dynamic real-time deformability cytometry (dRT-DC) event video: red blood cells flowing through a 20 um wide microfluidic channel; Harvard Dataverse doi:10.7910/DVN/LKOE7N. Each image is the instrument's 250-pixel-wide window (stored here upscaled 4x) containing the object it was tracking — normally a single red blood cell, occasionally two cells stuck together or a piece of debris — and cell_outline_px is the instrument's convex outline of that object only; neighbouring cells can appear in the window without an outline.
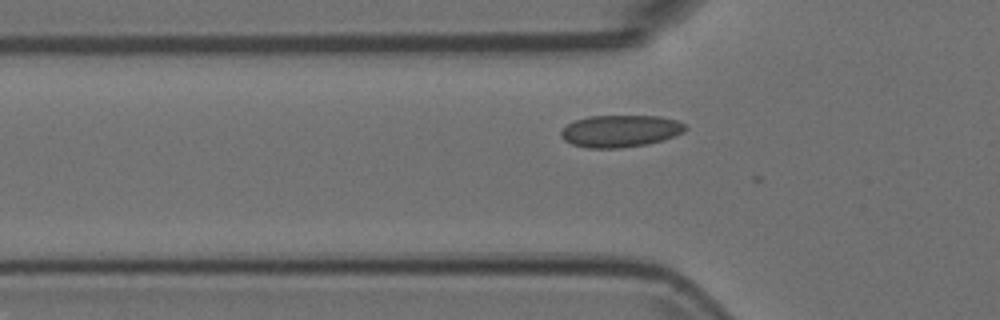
{"species": "Egyptian fruit bat (a non-hibernating species)", "species_latin": "Rousettus aegyptiacus", "temperature_condition": "room temperature", "stored_images_in_passage": 10, "camera_frame_rate_fps": 3000, "um_per_image_px": 0.085, "animal": {"sex": "female"}, "frame": {"image": 1, "passage_image": 4, "time_ms": 1.0, "image_size_px": [1000, 320], "cell_outline_px": [[688, 128], [684, 132], [664, 140], [648, 144], [620, 148], [588, 148], [572, 144], [564, 140], [560, 136], [560, 132], [568, 124], [576, 120], [588, 116], [660, 116], [676, 120], [684, 124]], "centroid_in_image_um": [52.74, 11.14], "position_along_channel_um": 73.1, "area_um2": 23.29}}
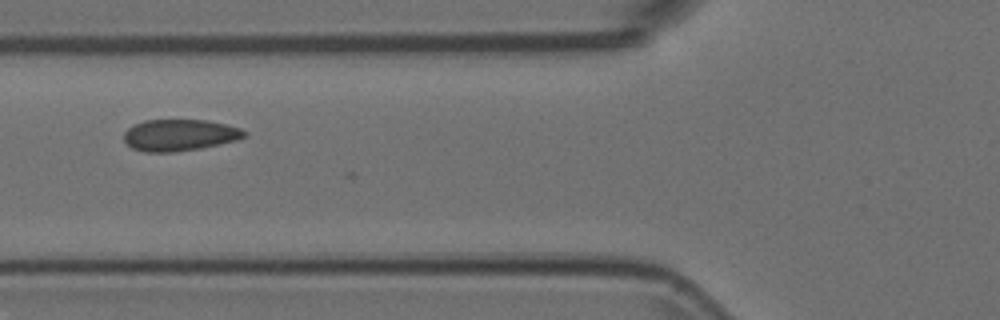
{"frame": {"image": 2, "passage_image": 7, "time_ms": 2.0, "image_size_px": [1000, 320], "cell_outline_px": [[248, 136], [236, 140], [200, 148], [172, 152], [144, 152], [132, 148], [124, 140], [124, 132], [132, 124], [144, 120], [208, 120], [240, 128], [248, 132]], "centroid_in_image_um": [15.25, 11.47], "position_along_channel_um": 110.5, "area_um2": 22.2}}